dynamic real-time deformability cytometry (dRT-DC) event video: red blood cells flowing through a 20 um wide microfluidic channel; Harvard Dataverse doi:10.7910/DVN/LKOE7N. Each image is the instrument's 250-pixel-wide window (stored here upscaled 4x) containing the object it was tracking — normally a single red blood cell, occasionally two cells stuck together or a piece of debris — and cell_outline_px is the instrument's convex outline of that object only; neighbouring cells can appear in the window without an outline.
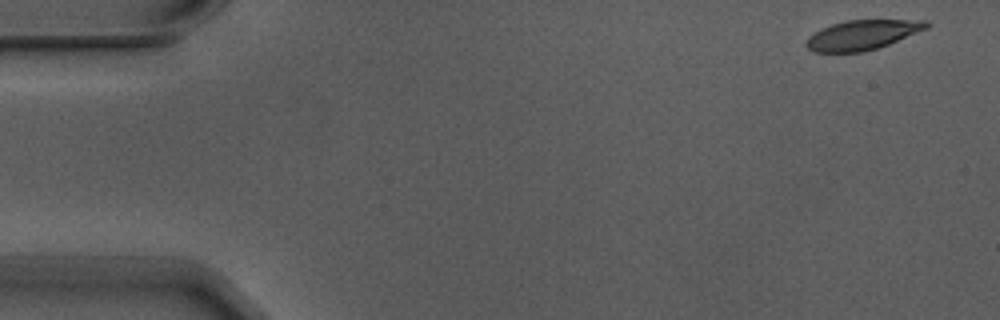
{"species": "Egyptian fruit bat (a non-hibernating species)", "species_latin": "Rousettus aegyptiacus", "temperature_condition": "warm", "stored_images_in_passage": 3, "camera_frame_rate_fps": 3000, "um_per_image_px": 0.085, "animal": {"sex": "male"}, "frame": {"image": 1, "passage_image": 1, "time_ms": 0.0, "image_size_px": [1000, 320], "cell_outline_px": [[932, 24], [928, 28], [888, 44], [864, 52], [812, 52], [804, 44], [808, 36], [832, 24], [844, 20], [928, 20]], "centroid_in_image_um": [73.31, 2.96], "position_along_channel_um": 11.7, "area_um2": 20.75}}